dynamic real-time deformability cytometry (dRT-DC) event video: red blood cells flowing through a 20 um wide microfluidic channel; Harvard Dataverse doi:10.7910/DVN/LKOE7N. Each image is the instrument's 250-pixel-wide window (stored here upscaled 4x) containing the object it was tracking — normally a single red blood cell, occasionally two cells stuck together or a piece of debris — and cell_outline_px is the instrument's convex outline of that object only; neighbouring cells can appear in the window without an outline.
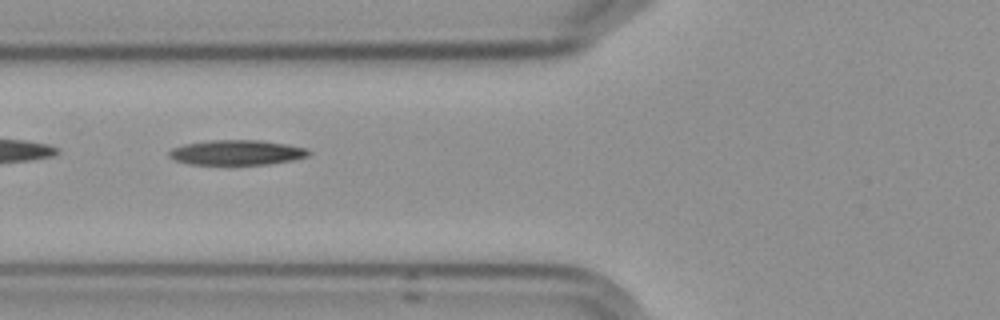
{"species": "Egyptian fruit bat (a non-hibernating species)", "species_latin": "Rousettus aegyptiacus", "temperature_condition": "cold", "stored_images_in_passage": 8, "camera_frame_rate_fps": 3000, "um_per_image_px": 0.085, "frame": {"image": 1, "passage_image": 7, "time_ms": 7.0, "image_size_px": [1000, 320], "cell_outline_px": [[312, 152], [308, 156], [292, 160], [268, 164], [192, 164], [176, 160], [168, 156], [168, 152], [172, 148], [184, 144], [208, 140], [260, 140], [288, 144], [308, 148]], "centroid_in_image_um": [20.16, 12.95], "position_along_channel_um": 105.6, "area_um2": 20.35}}
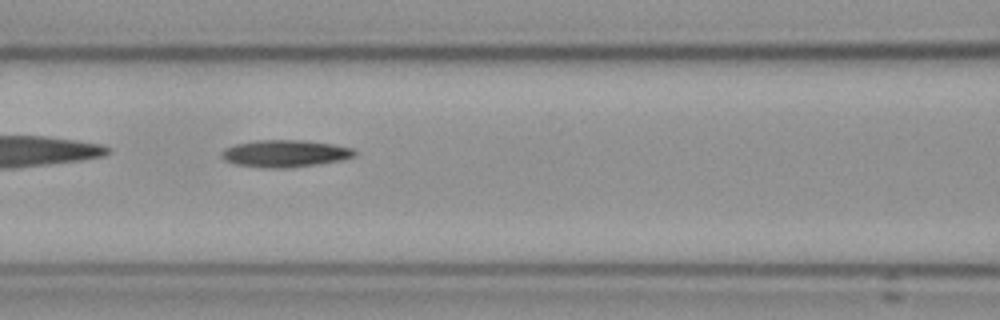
{"frame": {"image": 2, "passage_image": 8, "time_ms": 8.0, "image_size_px": [1000, 320], "cell_outline_px": [[356, 152], [352, 156], [340, 160], [316, 164], [284, 168], [260, 168], [236, 164], [224, 160], [220, 156], [220, 152], [224, 148], [236, 144], [256, 140], [304, 140], [332, 144], [352, 148]], "centroid_in_image_um": [24.15, 13.04], "position_along_channel_um": 142.5, "area_um2": 20.92}}